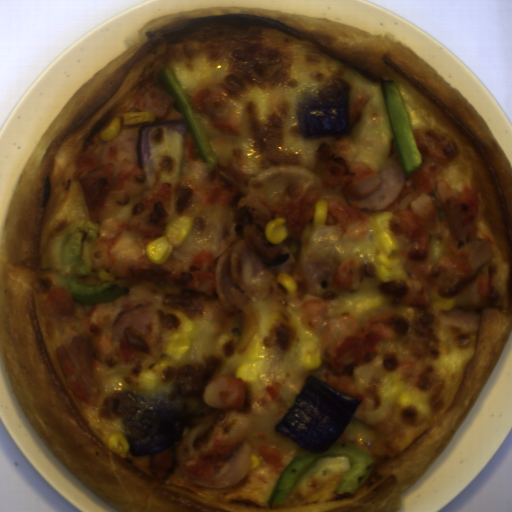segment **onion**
Listing matches in <instances>:
<instances>
[{
	"label": "onion",
	"instance_id": "obj_2",
	"mask_svg": "<svg viewBox=\"0 0 512 512\" xmlns=\"http://www.w3.org/2000/svg\"><path fill=\"white\" fill-rule=\"evenodd\" d=\"M362 401L309 374L287 413L276 422V432L322 455L340 439Z\"/></svg>",
	"mask_w": 512,
	"mask_h": 512
},
{
	"label": "onion",
	"instance_id": "obj_5",
	"mask_svg": "<svg viewBox=\"0 0 512 512\" xmlns=\"http://www.w3.org/2000/svg\"><path fill=\"white\" fill-rule=\"evenodd\" d=\"M217 422L215 417H207L194 426L185 435L176 454L180 475L186 482L210 489H226L242 481L252 468L254 454L247 439L232 452L214 475L195 474L183 467V460H188L200 449Z\"/></svg>",
	"mask_w": 512,
	"mask_h": 512
},
{
	"label": "onion",
	"instance_id": "obj_4",
	"mask_svg": "<svg viewBox=\"0 0 512 512\" xmlns=\"http://www.w3.org/2000/svg\"><path fill=\"white\" fill-rule=\"evenodd\" d=\"M187 121L142 124L135 144L140 170L156 173L178 187L184 157Z\"/></svg>",
	"mask_w": 512,
	"mask_h": 512
},
{
	"label": "onion",
	"instance_id": "obj_1",
	"mask_svg": "<svg viewBox=\"0 0 512 512\" xmlns=\"http://www.w3.org/2000/svg\"><path fill=\"white\" fill-rule=\"evenodd\" d=\"M212 408L196 395L161 390L105 393L97 411L102 419L119 420L133 454H154L172 446L207 420Z\"/></svg>",
	"mask_w": 512,
	"mask_h": 512
},
{
	"label": "onion",
	"instance_id": "obj_3",
	"mask_svg": "<svg viewBox=\"0 0 512 512\" xmlns=\"http://www.w3.org/2000/svg\"><path fill=\"white\" fill-rule=\"evenodd\" d=\"M352 82L328 78L294 100V118L303 138L347 136L351 131Z\"/></svg>",
	"mask_w": 512,
	"mask_h": 512
},
{
	"label": "onion",
	"instance_id": "obj_6",
	"mask_svg": "<svg viewBox=\"0 0 512 512\" xmlns=\"http://www.w3.org/2000/svg\"><path fill=\"white\" fill-rule=\"evenodd\" d=\"M230 290L241 320L237 353H243L250 342L259 334L260 321L255 306L246 299L243 293L235 288H230Z\"/></svg>",
	"mask_w": 512,
	"mask_h": 512
}]
</instances>
